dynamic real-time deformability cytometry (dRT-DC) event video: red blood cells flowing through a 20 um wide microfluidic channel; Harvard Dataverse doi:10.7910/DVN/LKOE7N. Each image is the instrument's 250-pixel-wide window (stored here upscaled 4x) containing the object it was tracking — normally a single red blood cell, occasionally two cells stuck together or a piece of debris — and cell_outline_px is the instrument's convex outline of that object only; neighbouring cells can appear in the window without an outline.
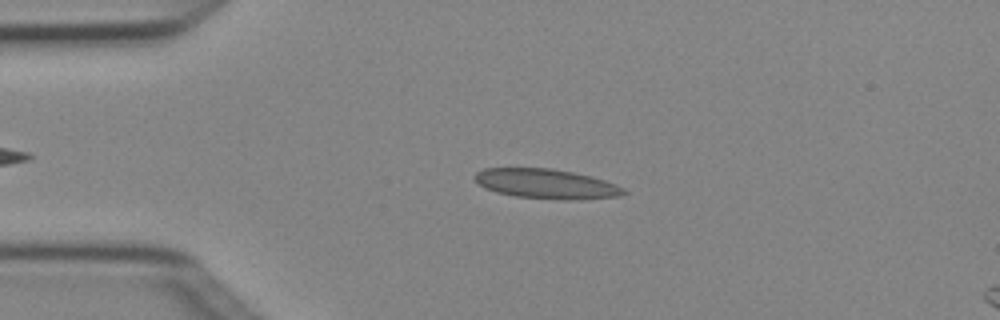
{"species": "Egyptian fruit bat (a non-hibernating species)", "species_latin": "Rousettus aegyptiacus", "temperature_condition": "cold", "stored_images_in_passage": 4, "camera_frame_rate_fps": 3000, "um_per_image_px": 0.085, "animal": {"sex": "female"}, "frame": {"image": 1, "passage_image": 2, "time_ms": 0.333, "image_size_px": [1000, 320], "cell_outline_px": [[628, 192], [620, 196], [572, 200], [564, 200], [516, 196], [496, 192], [484, 188], [472, 176], [476, 172], [484, 168], [552, 168], [592, 176], [616, 184], [624, 188]], "centroid_in_image_um": [46.44, 15.62], "position_along_channel_um": 38.6, "area_um2": 25.84}}